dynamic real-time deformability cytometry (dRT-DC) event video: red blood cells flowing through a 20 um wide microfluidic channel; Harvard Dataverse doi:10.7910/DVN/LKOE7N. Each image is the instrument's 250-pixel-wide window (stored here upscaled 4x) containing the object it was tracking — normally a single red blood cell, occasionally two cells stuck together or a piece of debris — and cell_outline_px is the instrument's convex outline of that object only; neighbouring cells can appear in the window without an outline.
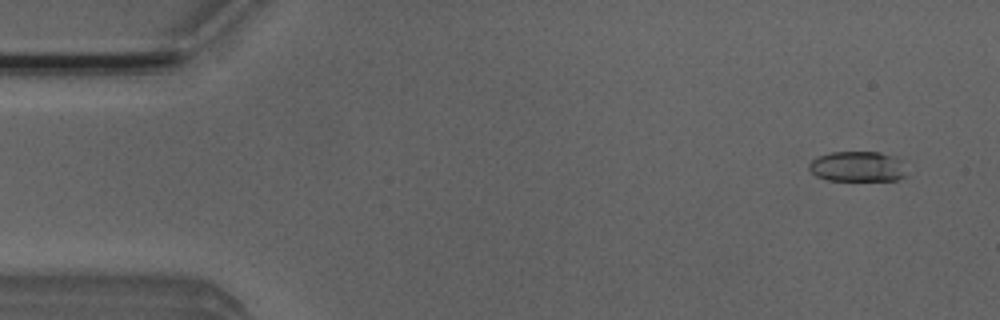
{"species": "Egyptian fruit bat (a non-hibernating species)", "species_latin": "Rousettus aegyptiacus", "temperature_condition": "room temperature", "stored_images_in_passage": 5, "segment_of_instrument_passage": [2, 2], "camera_frame_rate_fps": 3000, "um_per_image_px": 0.085, "animal": {"sex": "male"}, "frame": {"image": 1, "passage_image": 5, "time_ms": 1.333, "image_size_px": [1000, 320], "cell_outline_px": [[908, 176], [896, 180], [828, 180], [816, 176], [808, 168], [808, 164], [816, 156], [832, 152], [880, 152], [892, 156], [900, 160]], "centroid_in_image_um": [72.87, 14.16], "position_along_channel_um": 12.1, "area_um2": 17.28}}